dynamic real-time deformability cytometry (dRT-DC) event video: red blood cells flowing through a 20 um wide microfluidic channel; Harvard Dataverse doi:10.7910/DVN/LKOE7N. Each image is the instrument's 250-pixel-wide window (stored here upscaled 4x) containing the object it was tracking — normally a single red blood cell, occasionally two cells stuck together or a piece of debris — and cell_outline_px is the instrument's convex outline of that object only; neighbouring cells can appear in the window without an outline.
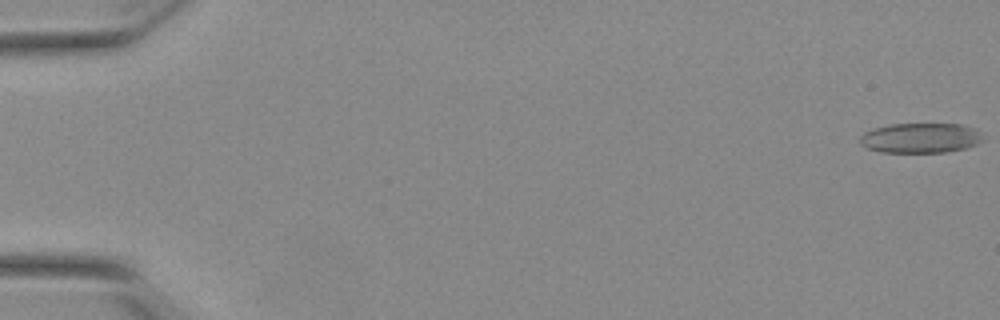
{"species": "Egyptian fruit bat (a non-hibernating species)", "species_latin": "Rousettus aegyptiacus", "temperature_condition": "warm", "stored_images_in_passage": 54, "camera_frame_rate_fps": 3000, "um_per_image_px": 0.085, "animal": {"sex": "female"}, "frame": {"image": 1, "passage_image": 1, "time_ms": 0.0, "image_size_px": [1000, 320], "cell_outline_px": [[980, 140], [976, 144], [964, 148], [944, 152], [880, 152], [868, 148], [860, 144], [860, 136], [864, 132], [876, 128], [892, 124], [960, 124], [976, 128], [980, 136]], "centroid_in_image_um": [78.2, 11.72], "position_along_channel_um": 6.8, "area_um2": 21.15}}
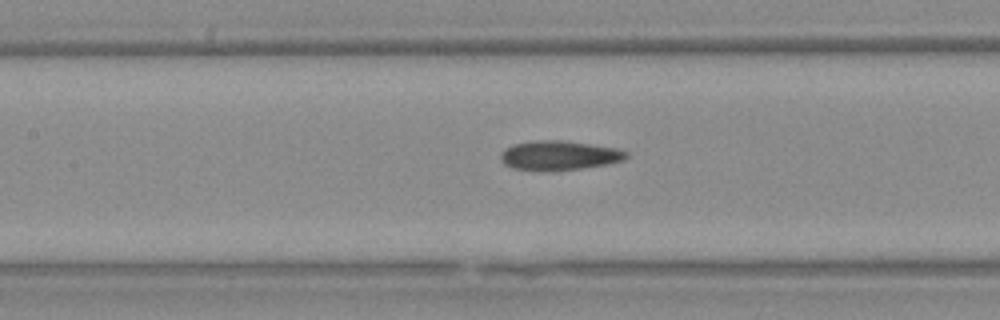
{"frame": {"image": 2, "passage_image": 26, "time_ms": 8.333, "image_size_px": [1000, 320], "cell_outline_px": [[628, 156], [624, 160], [608, 164], [580, 168], [512, 168], [504, 164], [500, 160], [500, 152], [504, 148], [512, 144], [532, 140], [564, 140], [616, 148], [628, 152]], "centroid_in_image_um": [47.52, 13.16], "position_along_channel_um": 159.9, "area_um2": 20.92}}
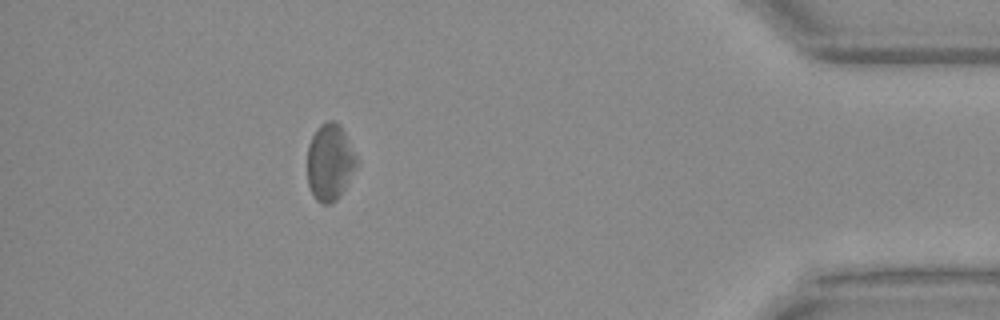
{"frame": {"image": 3, "passage_image": 49, "time_ms": 16.0, "image_size_px": [1000, 320], "cell_outline_px": [[356, 168], [344, 188], [336, 200], [332, 204], [320, 204], [316, 200], [308, 184], [308, 144], [316, 128], [320, 124], [328, 120], [332, 120], [340, 124], [356, 156]], "centroid_in_image_um": [28.02, 13.78], "position_along_channel_um": 407.2, "area_um2": 21.85}}